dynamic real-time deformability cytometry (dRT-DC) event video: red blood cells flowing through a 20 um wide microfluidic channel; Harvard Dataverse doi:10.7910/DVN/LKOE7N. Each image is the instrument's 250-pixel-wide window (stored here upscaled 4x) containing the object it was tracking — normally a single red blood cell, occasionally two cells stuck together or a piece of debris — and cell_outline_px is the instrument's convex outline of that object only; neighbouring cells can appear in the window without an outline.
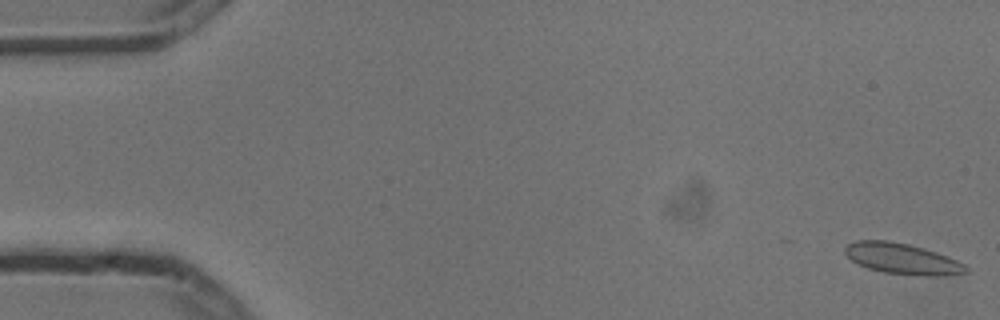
{"species": "common noctule bat (a hibernating species)", "species_latin": "Nyctalus noctula", "temperature_condition": "cold", "stored_images_in_passage": 5, "camera_frame_rate_fps": 3000, "um_per_image_px": 0.085, "animal": {"sex": "male", "body_mass_g": 13.3}, "frame": {"image": 1, "passage_image": 1, "time_ms": 0.0, "image_size_px": [1000, 320], "cell_outline_px": [[968, 272], [936, 276], [924, 276], [884, 272], [868, 268], [852, 260], [844, 252], [844, 248], [848, 244], [856, 240], [888, 240], [908, 244], [924, 248], [936, 252], [956, 260], [964, 264], [968, 268]], "centroid_in_image_um": [76.68, 21.98], "position_along_channel_um": 8.3, "area_um2": 21.5}}